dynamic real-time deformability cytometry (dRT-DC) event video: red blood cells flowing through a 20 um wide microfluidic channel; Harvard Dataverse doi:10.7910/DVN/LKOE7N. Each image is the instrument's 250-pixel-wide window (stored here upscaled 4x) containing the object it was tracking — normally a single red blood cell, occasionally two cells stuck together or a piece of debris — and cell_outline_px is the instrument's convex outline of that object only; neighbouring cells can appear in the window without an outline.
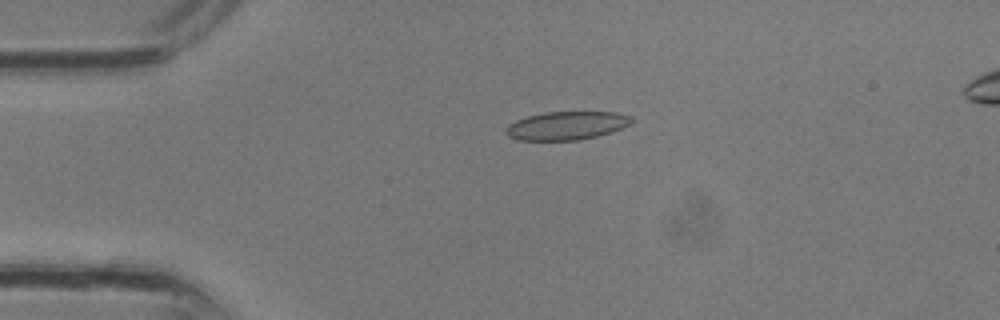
{"species": "common noctule bat (a hibernating species)", "species_latin": "Nyctalus noctula", "temperature_condition": "room temperature", "stored_images_in_passage": 2, "camera_frame_rate_fps": 3000, "um_per_image_px": 0.085, "animal": {"sex": "male", "body_mass_g": 13.3}, "frame": {"image": 1, "passage_image": 1, "time_ms": 0.0, "image_size_px": [1000, 320], "cell_outline_px": [[632, 120], [628, 124], [612, 132], [580, 140], [516, 140], [508, 136], [508, 124], [516, 120], [528, 116], [544, 112], [616, 112], [632, 116]], "centroid_in_image_um": [48.16, 10.67], "position_along_channel_um": 36.8, "area_um2": 20.58}}